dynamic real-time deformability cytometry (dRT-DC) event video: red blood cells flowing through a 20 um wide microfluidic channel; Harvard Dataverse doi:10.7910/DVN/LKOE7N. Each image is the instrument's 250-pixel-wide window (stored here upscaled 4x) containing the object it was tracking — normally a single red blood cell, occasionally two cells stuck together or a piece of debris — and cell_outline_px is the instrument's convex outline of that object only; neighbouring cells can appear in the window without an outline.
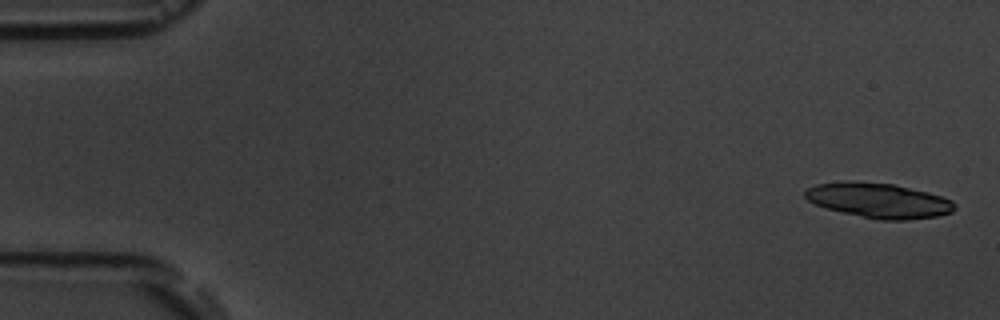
{"species": "common noctule bat (a hibernating species)", "species_latin": "Nyctalus noctula", "temperature_condition": "room temperature", "stored_images_in_passage": 10, "camera_frame_rate_fps": 3000, "um_per_image_px": 0.085, "animal": {"sex": "male", "body_mass_g": 19.5, "forearm_length_mm": 54.6}, "frame": {"image": 1, "passage_image": 1, "time_ms": 0.0, "image_size_px": [1000, 320], "cell_outline_px": [[956, 208], [952, 212], [936, 216], [908, 220], [880, 220], [824, 208], [808, 200], [804, 196], [804, 192], [808, 188], [816, 184], [848, 180], [852, 180], [892, 184], [928, 192], [952, 200], [956, 204]], "centroid_in_image_um": [74.68, 17.03], "position_along_channel_um": 10.3, "area_um2": 30.46}}
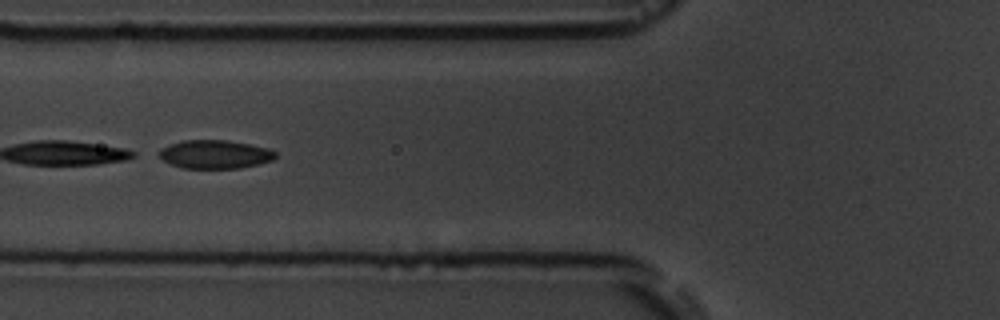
{"frame": {"image": 2, "passage_image": 6, "time_ms": 6.667, "image_size_px": [1000, 320], "cell_outline_px": [[276, 156], [272, 160], [240, 168], [180, 168], [156, 156], [152, 152], [168, 144], [184, 140], [228, 140], [268, 148], [276, 152]], "centroid_in_image_um": [18.17, 13.11], "position_along_channel_um": 107.6, "area_um2": 19.54}}